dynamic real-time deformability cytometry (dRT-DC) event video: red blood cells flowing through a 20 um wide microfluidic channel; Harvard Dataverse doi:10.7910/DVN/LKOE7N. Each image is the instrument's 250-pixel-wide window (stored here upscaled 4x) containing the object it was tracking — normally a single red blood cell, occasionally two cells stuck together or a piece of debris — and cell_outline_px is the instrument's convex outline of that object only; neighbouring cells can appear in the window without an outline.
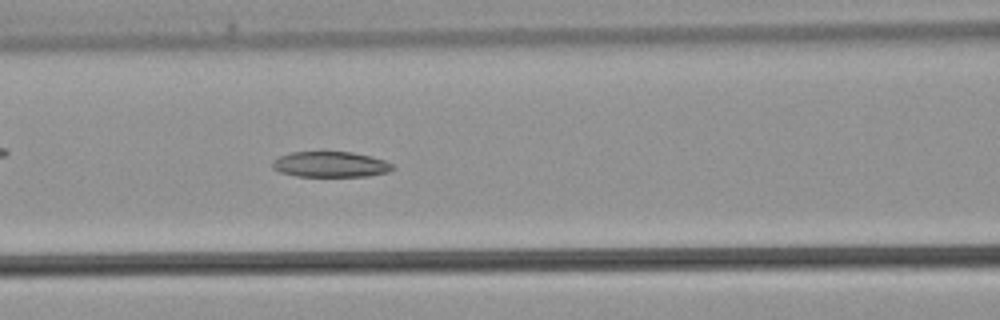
{"species": "common noctule bat (a hibernating species)", "species_latin": "Nyctalus noctula", "temperature_condition": "warm", "stored_images_in_passage": 34, "camera_frame_rate_fps": 3000, "um_per_image_px": 0.085, "animal": {"sex": "male", "body_mass_g": 21.5, "forearm_length_mm": 52.0}, "frame": {"image": 1, "passage_image": 15, "time_ms": 4.667, "image_size_px": [1000, 320], "cell_outline_px": [[396, 168], [388, 172], [368, 176], [296, 176], [280, 172], [272, 168], [272, 160], [280, 156], [292, 152], [352, 152], [372, 156], [384, 160], [392, 164]], "centroid_in_image_um": [28.1, 13.97], "position_along_channel_um": 138.5, "area_um2": 17.98}}
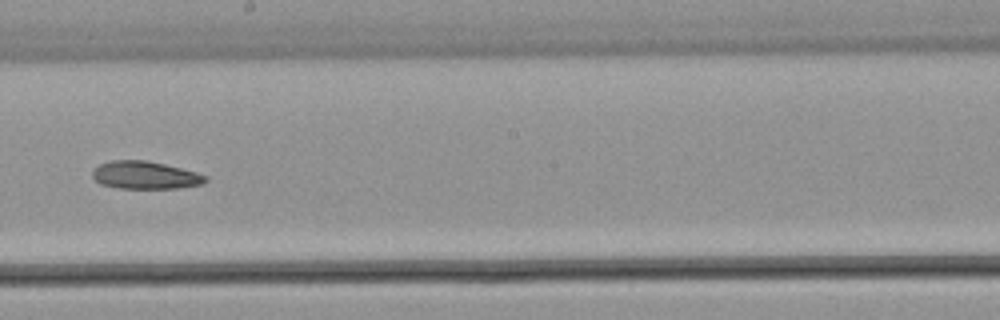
{"frame": {"image": 2, "passage_image": 21, "time_ms": 6.667, "image_size_px": [1000, 320], "cell_outline_px": [[208, 180], [204, 184], [176, 188], [120, 188], [100, 184], [92, 176], [92, 168], [100, 164], [112, 160], [148, 160], [196, 172], [208, 176]], "centroid_in_image_um": [12.34, 14.88], "position_along_channel_um": 235.9, "area_um2": 18.32}}
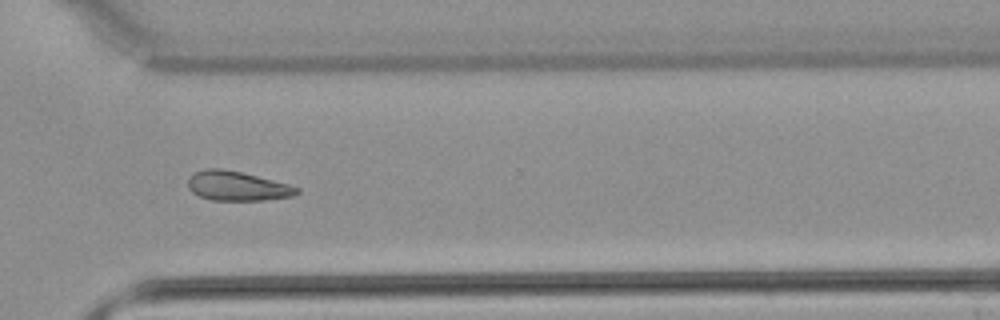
{"frame": {"image": 3, "passage_image": 28, "time_ms": 9.0, "image_size_px": [1000, 320], "cell_outline_px": [[300, 192], [296, 196], [264, 200], [212, 200], [200, 196], [192, 192], [188, 188], [188, 176], [204, 168], [224, 168], [288, 184], [300, 188]], "centroid_in_image_um": [20.16, 15.81], "position_along_channel_um": 350.4, "area_um2": 18.73}}